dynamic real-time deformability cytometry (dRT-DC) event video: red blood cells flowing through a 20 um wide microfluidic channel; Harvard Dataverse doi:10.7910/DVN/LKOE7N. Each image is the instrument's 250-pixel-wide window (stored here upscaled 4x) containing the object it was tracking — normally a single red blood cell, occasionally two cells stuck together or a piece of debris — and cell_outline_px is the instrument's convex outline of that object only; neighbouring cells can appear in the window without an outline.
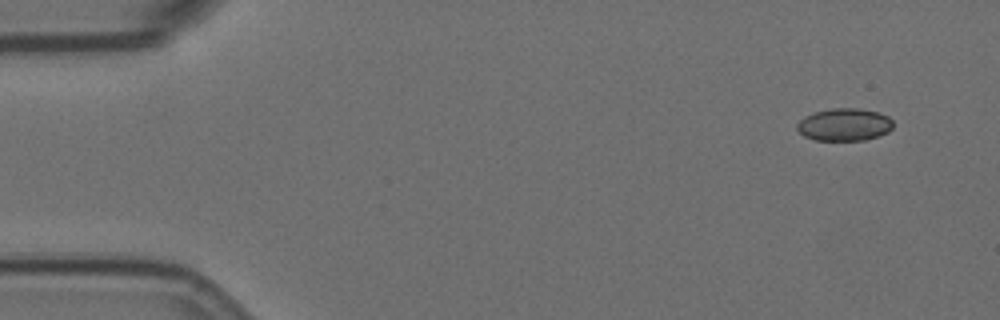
{"species": "Egyptian fruit bat (a non-hibernating species)", "species_latin": "Rousettus aegyptiacus", "temperature_condition": "room temperature", "stored_images_in_passage": 4, "camera_frame_rate_fps": 3000, "um_per_image_px": 0.085, "animal": {"sex": "female"}, "frame": {"image": 1, "passage_image": 1, "time_ms": 0.0, "image_size_px": [1000, 320], "cell_outline_px": [[892, 128], [888, 132], [880, 136], [864, 140], [816, 140], [804, 136], [796, 128], [796, 124], [804, 116], [812, 112], [832, 108], [860, 108], [880, 112], [888, 116], [892, 120]], "centroid_in_image_um": [71.77, 10.58], "position_along_channel_um": 13.2, "area_um2": 18.44}}
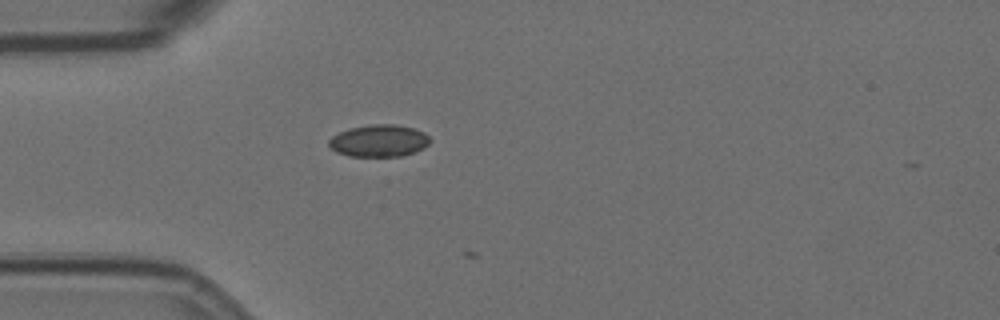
{"frame": {"image": 2, "passage_image": 4, "time_ms": 4.0, "image_size_px": [1000, 320], "cell_outline_px": [[432, 140], [424, 148], [416, 152], [404, 156], [348, 156], [336, 152], [328, 144], [328, 140], [332, 136], [340, 132], [352, 128], [372, 124], [392, 124], [412, 128], [424, 132]], "centroid_in_image_um": [32.23, 11.98], "position_along_channel_um": 52.8, "area_um2": 18.9}}